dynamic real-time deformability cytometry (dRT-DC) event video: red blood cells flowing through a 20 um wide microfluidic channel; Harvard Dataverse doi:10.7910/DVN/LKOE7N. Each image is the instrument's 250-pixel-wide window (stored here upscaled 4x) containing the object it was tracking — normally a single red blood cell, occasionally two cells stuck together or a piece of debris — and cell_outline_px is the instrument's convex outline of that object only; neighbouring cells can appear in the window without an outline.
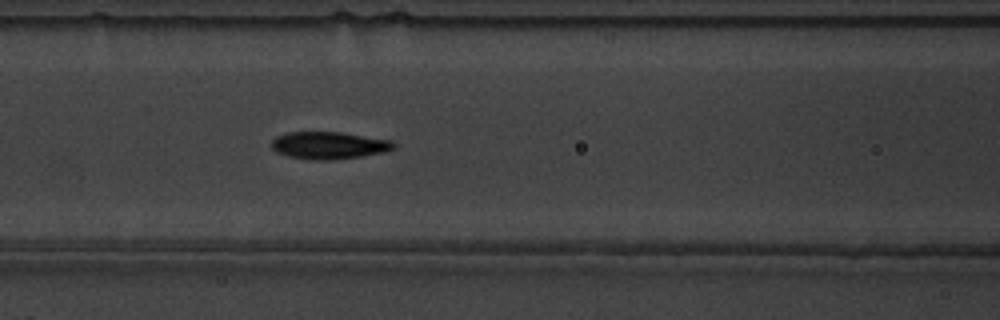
{"species": "common noctule bat (a hibernating species)", "species_latin": "Nyctalus noctula", "temperature_condition": "warm", "stored_images_in_passage": 4, "camera_frame_rate_fps": 3000, "um_per_image_px": 0.085, "animal": {"sex": "male", "body_mass_g": 19.5, "forearm_length_mm": 54.6}, "frame": {"image": 1, "passage_image": 3, "time_ms": 0.667, "image_size_px": [1000, 320], "cell_outline_px": [[396, 148], [384, 152], [336, 160], [308, 160], [288, 156], [276, 152], [272, 148], [272, 140], [276, 136], [288, 132], [340, 132], [392, 140], [396, 144]], "centroid_in_image_um": [27.96, 12.36], "position_along_channel_um": 138.6, "area_um2": 19.59}}